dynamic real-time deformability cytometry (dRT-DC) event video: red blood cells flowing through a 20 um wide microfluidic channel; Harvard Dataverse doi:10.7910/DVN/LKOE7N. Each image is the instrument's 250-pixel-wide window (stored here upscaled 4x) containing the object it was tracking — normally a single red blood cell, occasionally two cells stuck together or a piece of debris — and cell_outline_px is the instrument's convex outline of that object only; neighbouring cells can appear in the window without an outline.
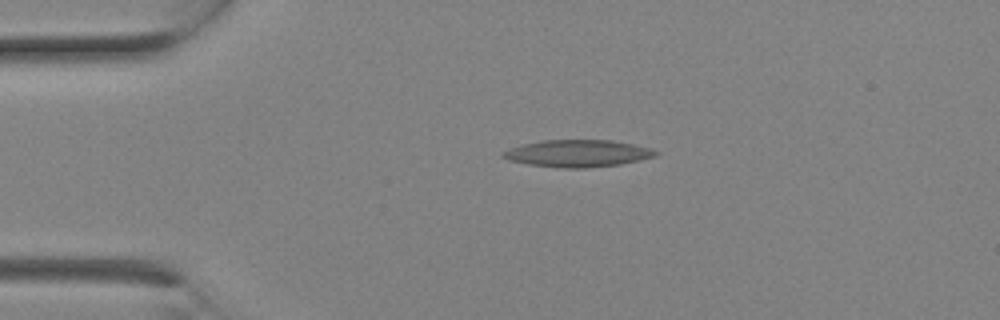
{"species": "Egyptian fruit bat (a non-hibernating species)", "species_latin": "Rousettus aegyptiacus", "temperature_condition": "room temperature", "stored_images_in_passage": 1, "camera_frame_rate_fps": 3000, "um_per_image_px": 0.085, "animal": {"sex": "female"}, "frame": {"image": 1, "passage_image": 1, "time_ms": 0.0, "image_size_px": [1000, 320], "cell_outline_px": [[660, 152], [656, 156], [620, 164], [584, 168], [560, 168], [528, 164], [508, 160], [500, 156], [500, 152], [524, 144], [544, 140], [612, 140], [652, 148]], "centroid_in_image_um": [49.1, 13.04], "position_along_channel_um": 35.9, "area_um2": 24.04}}